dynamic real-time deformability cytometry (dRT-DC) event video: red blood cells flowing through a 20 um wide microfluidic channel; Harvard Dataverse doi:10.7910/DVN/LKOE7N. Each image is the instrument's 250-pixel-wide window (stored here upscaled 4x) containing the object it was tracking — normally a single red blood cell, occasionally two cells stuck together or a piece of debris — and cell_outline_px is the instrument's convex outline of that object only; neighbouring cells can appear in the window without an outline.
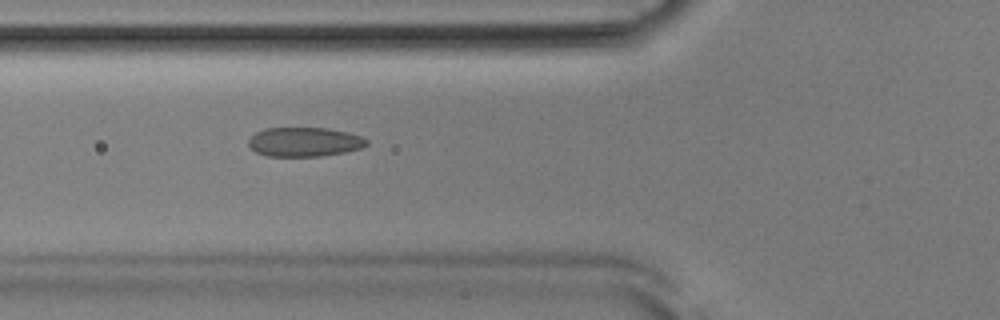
{"species": "Egyptian fruit bat (a non-hibernating species)", "species_latin": "Rousettus aegyptiacus", "temperature_condition": "room temperature", "stored_images_in_passage": 52, "camera_frame_rate_fps": 3000, "um_per_image_px": 0.085, "animal": {"sex": "male"}, "frame": {"image": 1, "passage_image": 19, "time_ms": 6.0, "image_size_px": [1000, 320], "cell_outline_px": [[368, 144], [360, 148], [344, 152], [320, 156], [268, 156], [256, 152], [248, 144], [248, 140], [256, 132], [264, 128], [328, 128], [348, 132], [360, 136], [368, 140]], "centroid_in_image_um": [25.87, 12.06], "position_along_channel_um": 99.9, "area_um2": 20.06}}
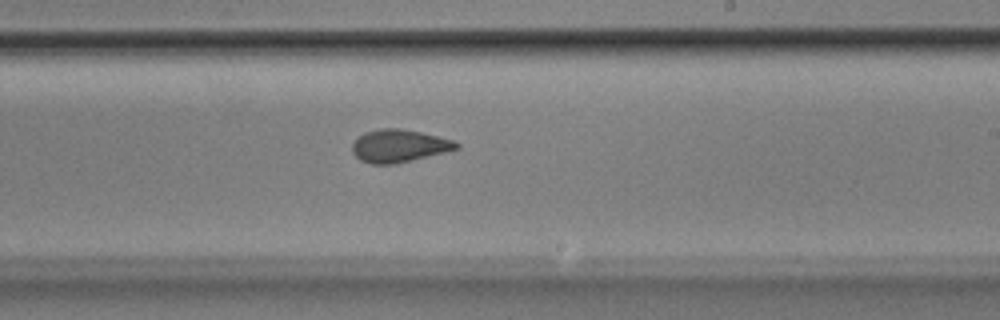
{"frame": {"image": 2, "passage_image": 31, "time_ms": 10.0, "image_size_px": [1000, 320], "cell_outline_px": [[460, 148], [444, 152], [392, 164], [372, 164], [360, 160], [352, 152], [352, 144], [364, 132], [380, 128], [400, 128], [420, 132], [452, 140], [460, 144]], "centroid_in_image_um": [33.89, 12.39], "position_along_channel_um": 255.1, "area_um2": 19.54}}
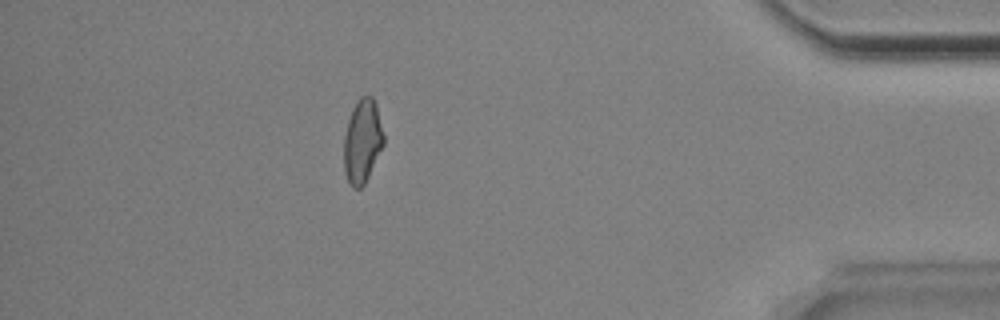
{"frame": {"image": 3, "passage_image": 46, "time_ms": 15.0, "image_size_px": [1000, 320], "cell_outline_px": [[384, 144], [364, 184], [360, 188], [352, 188], [344, 172], [344, 136], [348, 120], [352, 108], [356, 100], [360, 96], [372, 96], [376, 104], [384, 136]], "centroid_in_image_um": [30.79, 11.98], "position_along_channel_um": 404.4, "area_um2": 19.36}, "authors_computed_cell_mechanics": {"area_um2": 19.9699, "velocity_mm_per_s": 3.8741, "shape_relaxation_time_tau1_ms": 6.796, "shape_relaxation_time_tau2_ms": 1.6628, "deformation_change_tau1": 0.1492, "deformation_change_tau2": 0.0726}}